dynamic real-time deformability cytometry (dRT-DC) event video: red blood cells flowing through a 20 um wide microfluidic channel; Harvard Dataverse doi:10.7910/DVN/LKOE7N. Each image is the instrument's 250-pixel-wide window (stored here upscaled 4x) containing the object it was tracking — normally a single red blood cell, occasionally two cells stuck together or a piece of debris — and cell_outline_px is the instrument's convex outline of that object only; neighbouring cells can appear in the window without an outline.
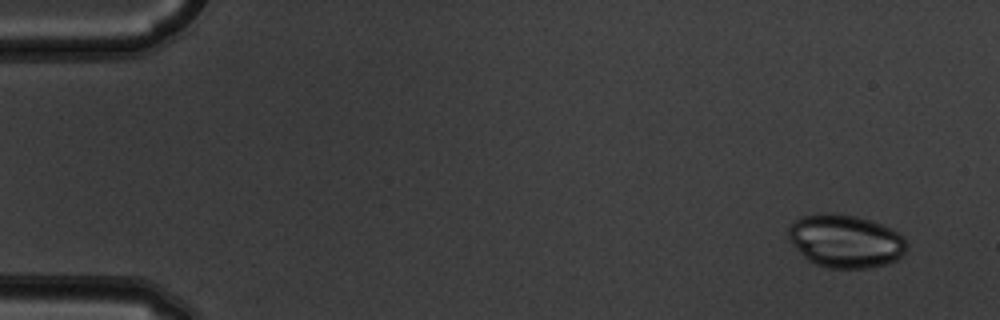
{"species": "common noctule bat (a hibernating species)", "species_latin": "Nyctalus noctula", "temperature_condition": "warm", "stored_images_in_passage": 4, "camera_frame_rate_fps": 3000, "um_per_image_px": 0.085, "animal": {"sex": "male", "body_mass_g": 19.5, "forearm_length_mm": 54.6}, "frame": {"image": 1, "passage_image": 1, "time_ms": 0.0, "image_size_px": [1000, 320], "cell_outline_px": [[908, 244], [904, 252], [896, 260], [888, 264], [868, 268], [828, 268], [816, 264], [808, 260], [792, 244], [788, 236], [788, 228], [800, 216], [820, 212], [832, 212], [856, 216], [880, 224], [904, 236]], "centroid_in_image_um": [71.85, 20.49], "position_along_channel_um": 13.1, "area_um2": 36.65}}